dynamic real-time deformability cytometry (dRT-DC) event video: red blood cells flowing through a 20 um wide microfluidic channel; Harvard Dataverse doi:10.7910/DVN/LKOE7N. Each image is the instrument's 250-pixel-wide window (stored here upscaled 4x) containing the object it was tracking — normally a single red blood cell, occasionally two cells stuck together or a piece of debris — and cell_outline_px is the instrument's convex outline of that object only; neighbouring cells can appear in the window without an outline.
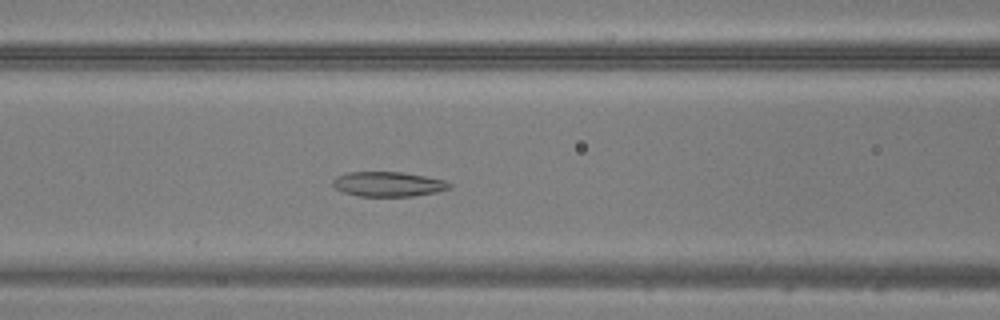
{"species": "common noctule bat (a hibernating species)", "species_latin": "Nyctalus noctula", "temperature_condition": "warm", "stored_images_in_passage": 46, "camera_frame_rate_fps": 3000, "um_per_image_px": 0.085, "animal": {"sex": "male", "body_mass_g": 20.5, "forearm_length_mm": 52.5}, "frame": {"image": 1, "passage_image": 19, "time_ms": 6.0, "image_size_px": [1000, 320], "cell_outline_px": [[452, 188], [436, 192], [412, 196], [360, 196], [344, 192], [336, 188], [332, 184], [332, 180], [336, 176], [348, 172], [400, 172], [424, 176], [444, 180], [452, 184]], "centroid_in_image_um": [33.0, 15.65], "position_along_channel_um": 133.6, "area_um2": 16.76}}
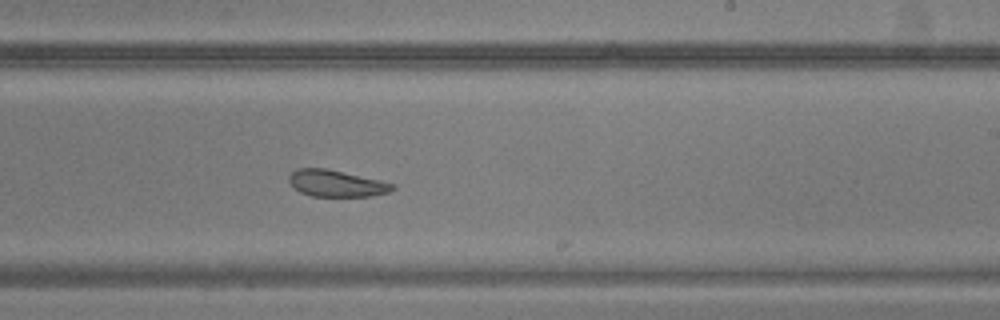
{"frame": {"image": 2, "passage_image": 28, "time_ms": 9.0, "image_size_px": [1000, 320], "cell_outline_px": [[396, 188], [388, 192], [372, 196], [312, 196], [300, 192], [288, 180], [288, 176], [296, 168], [324, 168], [380, 180], [396, 184]], "centroid_in_image_um": [28.6, 15.59], "position_along_channel_um": 260.4, "area_um2": 15.95}}
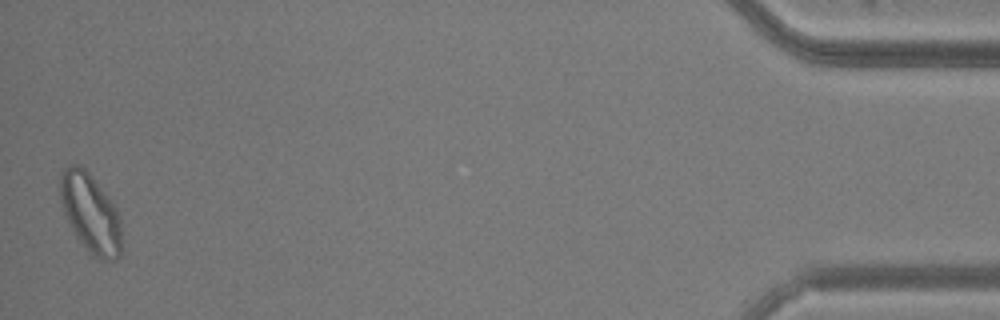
{"frame": {"image": 3, "passage_image": 46, "time_ms": 15.0, "image_size_px": [1000, 320], "cell_outline_px": [[120, 256], [116, 260], [104, 260], [92, 256], [76, 236], [64, 212], [60, 196], [60, 176], [64, 168], [72, 164], [80, 164], [88, 172], [108, 196], [116, 208], [120, 220]], "centroid_in_image_um": [7.69, 18.11], "position_along_channel_um": 427.5, "area_um2": 27.92}}